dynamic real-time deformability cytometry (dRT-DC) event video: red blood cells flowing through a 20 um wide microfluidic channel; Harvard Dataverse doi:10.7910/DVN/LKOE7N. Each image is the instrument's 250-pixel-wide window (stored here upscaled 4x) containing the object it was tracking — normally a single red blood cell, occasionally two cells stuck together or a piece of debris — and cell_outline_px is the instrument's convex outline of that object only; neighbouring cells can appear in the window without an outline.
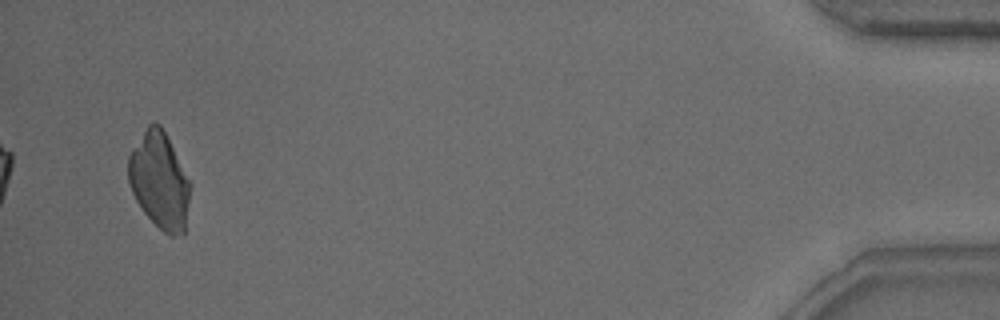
{"species": "common noctule bat (a hibernating species)", "species_latin": "Nyctalus noctula", "temperature_condition": "warm", "stored_images_in_passage": 35, "camera_frame_rate_fps": 3000, "um_per_image_px": 0.085, "animal": {"sex": "male", "body_mass_g": 15.6}, "frame": {"image": 1, "passage_image": 33, "time_ms": 10.667, "image_size_px": [1000, 320], "cell_outline_px": [[192, 184], [184, 232], [172, 236], [168, 236], [144, 212], [136, 200], [132, 192], [128, 180], [128, 156], [132, 148], [148, 124], [152, 120], [160, 124]], "centroid_in_image_um": [13.55, 15.33], "position_along_channel_um": 421.6, "area_um2": 34.62}}